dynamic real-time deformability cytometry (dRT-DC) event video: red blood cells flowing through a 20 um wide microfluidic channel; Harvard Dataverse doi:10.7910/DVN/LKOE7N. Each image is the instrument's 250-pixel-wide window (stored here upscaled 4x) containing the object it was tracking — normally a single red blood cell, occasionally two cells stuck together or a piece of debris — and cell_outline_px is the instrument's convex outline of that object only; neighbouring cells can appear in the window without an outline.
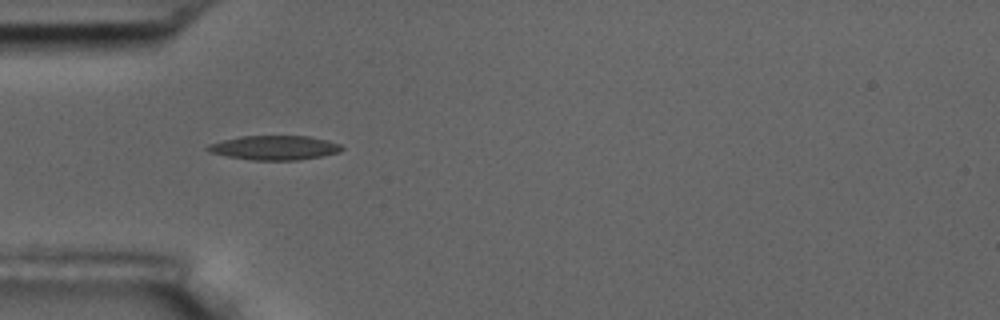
{"species": "common noctule bat (a hibernating species)", "species_latin": "Nyctalus noctula", "temperature_condition": "room temperature", "stored_images_in_passage": 7, "camera_frame_rate_fps": 3000, "um_per_image_px": 0.085, "animal": {"sex": "male", "body_mass_g": 17.5, "forearm_length_mm": 52.3}, "frame": {"image": 1, "passage_image": 4, "time_ms": 3.333, "image_size_px": [1000, 320], "cell_outline_px": [[344, 148], [340, 152], [320, 156], [296, 160], [252, 160], [228, 156], [208, 152], [204, 148], [208, 144], [240, 136], [308, 136], [328, 140], [340, 144]], "centroid_in_image_um": [23.32, 12.55], "position_along_channel_um": 61.7, "area_um2": 18.96}}
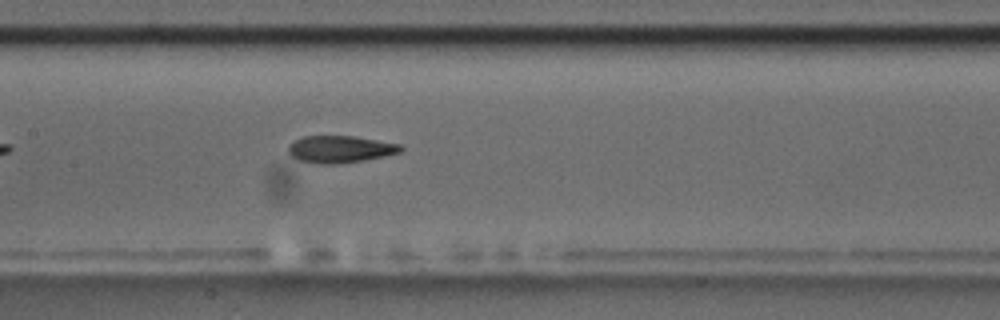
{"frame": {"image": 2, "passage_image": 7, "time_ms": 6.667, "image_size_px": [1000, 320], "cell_outline_px": [[404, 148], [400, 152], [384, 156], [364, 160], [336, 164], [316, 164], [300, 160], [292, 156], [288, 152], [288, 144], [292, 140], [304, 136], [352, 136], [400, 144]], "centroid_in_image_um": [28.87, 12.68], "position_along_channel_um": 178.5, "area_um2": 17.74}}